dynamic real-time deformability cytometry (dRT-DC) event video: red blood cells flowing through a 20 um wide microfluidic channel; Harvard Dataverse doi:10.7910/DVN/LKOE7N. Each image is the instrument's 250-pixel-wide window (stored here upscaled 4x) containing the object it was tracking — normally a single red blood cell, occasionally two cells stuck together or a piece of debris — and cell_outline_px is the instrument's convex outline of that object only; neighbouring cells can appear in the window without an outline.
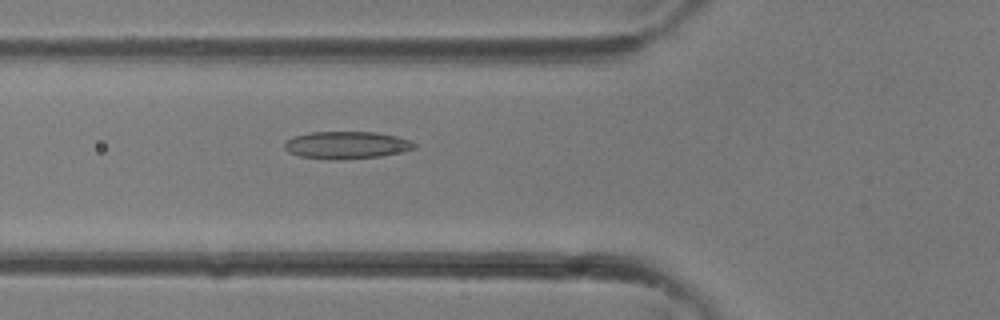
{"species": "common noctule bat (a hibernating species)", "species_latin": "Nyctalus noctula", "temperature_condition": "room temperature", "stored_images_in_passage": 37, "camera_frame_rate_fps": 3000, "um_per_image_px": 0.085, "animal": {"sex": "female"}, "frame": {"image": 1, "passage_image": 14, "time_ms": 4.333, "image_size_px": [1000, 320], "cell_outline_px": [[416, 148], [404, 152], [380, 156], [336, 160], [328, 160], [300, 156], [288, 152], [284, 148], [284, 140], [292, 136], [308, 132], [376, 132], [396, 136], [412, 140], [416, 144]], "centroid_in_image_um": [29.44, 12.33], "position_along_channel_um": 96.4, "area_um2": 21.1}}
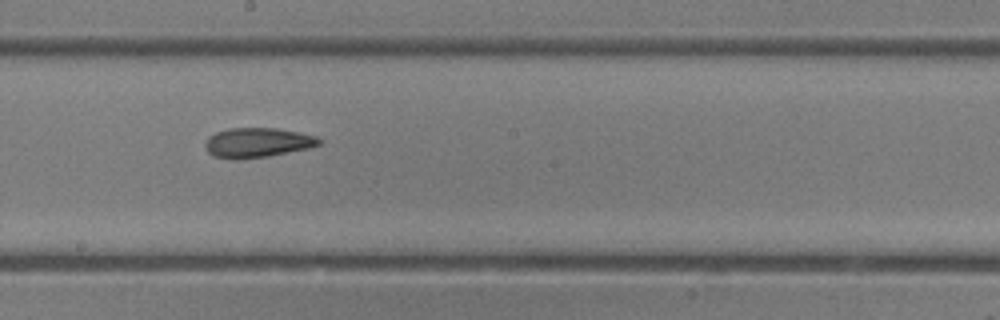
{"frame": {"image": 2, "passage_image": 21, "time_ms": 6.667, "image_size_px": [1000, 320], "cell_outline_px": [[320, 144], [312, 148], [268, 156], [236, 160], [212, 156], [204, 148], [204, 144], [208, 136], [216, 132], [228, 128], [276, 128], [300, 132], [316, 136], [320, 140]], "centroid_in_image_um": [21.86, 12.13], "position_along_channel_um": 226.3, "area_um2": 20.0}}
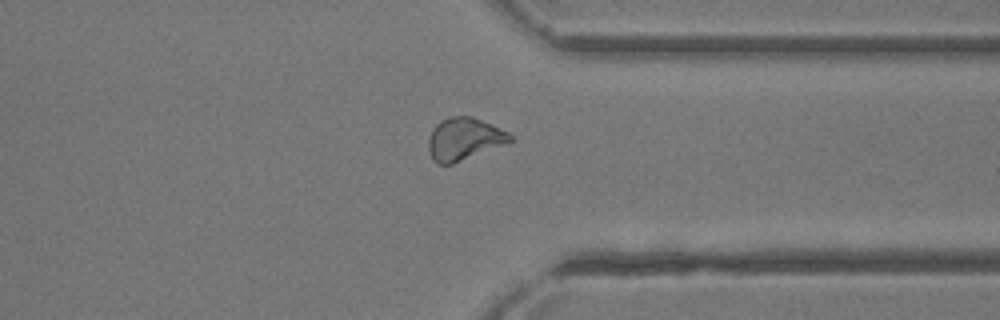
{"frame": {"image": 3, "passage_image": 29, "time_ms": 9.333, "image_size_px": [1000, 320], "cell_outline_px": [[516, 140], [452, 164], [436, 164], [432, 160], [428, 152], [428, 136], [432, 128], [440, 120], [448, 116], [472, 116], [508, 132]], "centroid_in_image_um": [39.41, 11.81], "position_along_channel_um": 372.0, "area_um2": 20.4}}